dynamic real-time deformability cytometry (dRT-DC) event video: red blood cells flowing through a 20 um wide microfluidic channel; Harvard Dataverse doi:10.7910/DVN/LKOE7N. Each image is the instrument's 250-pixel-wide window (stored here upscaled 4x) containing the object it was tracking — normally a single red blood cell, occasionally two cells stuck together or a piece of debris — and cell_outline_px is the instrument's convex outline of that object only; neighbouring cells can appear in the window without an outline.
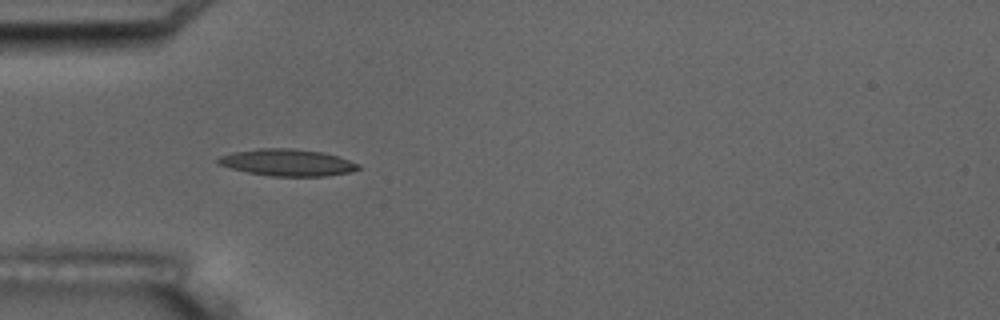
{"species": "common noctule bat (a hibernating species)", "species_latin": "Nyctalus noctula", "temperature_condition": "room temperature", "stored_images_in_passage": 4, "camera_frame_rate_fps": 3000, "um_per_image_px": 0.085, "animal": {"sex": "male", "body_mass_g": 17.5, "forearm_length_mm": 52.3}, "frame": {"image": 1, "passage_image": 3, "time_ms": 2.667, "image_size_px": [1000, 320], "cell_outline_px": [[360, 168], [352, 172], [324, 176], [272, 176], [248, 172], [216, 164], [216, 160], [220, 156], [232, 152], [260, 148], [288, 148], [320, 152], [336, 156], [360, 164]], "centroid_in_image_um": [24.4, 13.82], "position_along_channel_um": 60.6, "area_um2": 21.73}}